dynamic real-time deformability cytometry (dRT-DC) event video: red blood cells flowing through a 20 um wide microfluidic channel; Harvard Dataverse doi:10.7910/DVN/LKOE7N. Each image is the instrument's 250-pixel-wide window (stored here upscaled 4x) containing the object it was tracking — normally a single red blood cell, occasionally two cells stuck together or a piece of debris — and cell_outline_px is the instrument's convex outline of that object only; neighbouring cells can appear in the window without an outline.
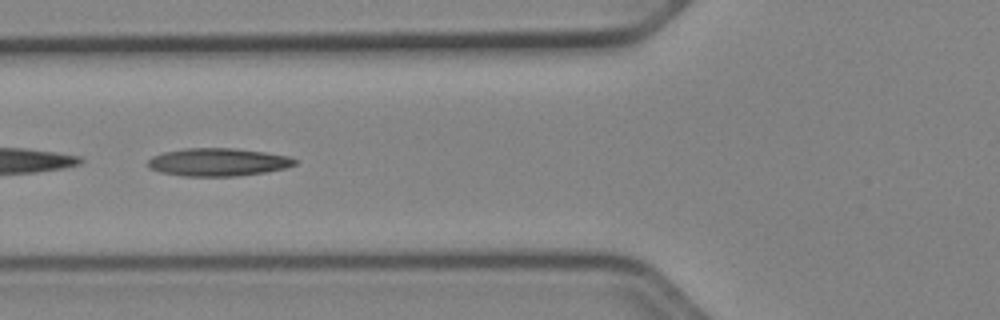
{"species": "Egyptian fruit bat (a non-hibernating species)", "species_latin": "Rousettus aegyptiacus", "temperature_condition": "cold", "stored_images_in_passage": 36, "camera_frame_rate_fps": 3000, "um_per_image_px": 0.085, "animal": {"sex": "female"}, "frame": {"image": 1, "passage_image": 6, "time_ms": 1.667, "image_size_px": [1000, 320], "cell_outline_px": [[296, 164], [284, 168], [264, 172], [236, 176], [184, 176], [160, 172], [148, 168], [148, 160], [152, 156], [164, 152], [184, 148], [232, 148], [264, 152], [288, 156], [296, 160]], "centroid_in_image_um": [18.49, 13.78], "position_along_channel_um": 107.3, "area_um2": 23.76}, "authors_computed_cell_mechanics": {"area_um2": 23.2067, "velocity_mm_per_s": 3.9642, "shape_relaxation_time_tau1_ms": 7.825, "shape_relaxation_time_tau2_ms": 5.8184, "deformation_change_tau1": 0.2153, "deformation_change_tau2": 0.1826}}